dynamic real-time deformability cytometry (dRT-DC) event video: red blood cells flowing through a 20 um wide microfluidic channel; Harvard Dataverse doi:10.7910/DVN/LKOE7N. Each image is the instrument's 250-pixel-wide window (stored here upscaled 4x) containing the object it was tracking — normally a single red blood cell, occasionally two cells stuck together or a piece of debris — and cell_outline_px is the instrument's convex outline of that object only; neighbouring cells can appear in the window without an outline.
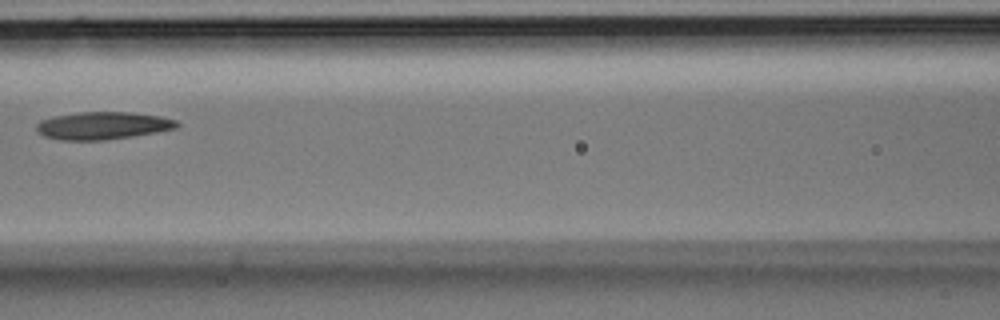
{"species": "Egyptian fruit bat (a non-hibernating species)", "species_latin": "Rousettus aegyptiacus", "temperature_condition": "room temperature", "stored_images_in_passage": 5, "camera_frame_rate_fps": 3000, "um_per_image_px": 0.085, "animal": {"sex": "male"}, "frame": {"image": 1, "passage_image": 5, "time_ms": 1.333, "image_size_px": [1000, 320], "cell_outline_px": [[180, 124], [176, 128], [156, 132], [132, 136], [104, 140], [60, 140], [44, 136], [36, 128], [36, 124], [40, 120], [56, 116], [80, 112], [132, 112], [160, 116], [176, 120]], "centroid_in_image_um": [8.75, 10.67], "position_along_channel_um": 157.9, "area_um2": 22.43}}